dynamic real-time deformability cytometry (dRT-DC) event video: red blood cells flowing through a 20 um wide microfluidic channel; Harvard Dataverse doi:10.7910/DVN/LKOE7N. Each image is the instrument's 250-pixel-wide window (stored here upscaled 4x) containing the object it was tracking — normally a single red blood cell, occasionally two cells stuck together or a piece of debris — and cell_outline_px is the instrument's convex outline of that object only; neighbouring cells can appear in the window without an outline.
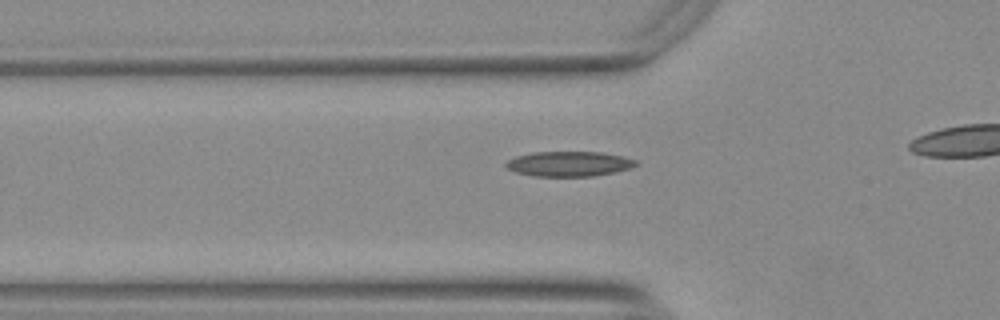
{"species": "Egyptian fruit bat (a non-hibernating species)", "species_latin": "Rousettus aegyptiacus", "temperature_condition": "warm", "stored_images_in_passage": 35, "camera_frame_rate_fps": 3000, "um_per_image_px": 0.085, "animal": {"sex": "female"}, "frame": {"image": 1, "passage_image": 9, "time_ms": 2.667, "image_size_px": [1000, 320], "cell_outline_px": [[640, 164], [616, 172], [592, 176], [532, 176], [516, 172], [508, 168], [504, 164], [508, 160], [516, 156], [532, 152], [600, 152], [624, 156], [636, 160]], "centroid_in_image_um": [48.38, 13.92], "position_along_channel_um": 77.4, "area_um2": 18.96}}
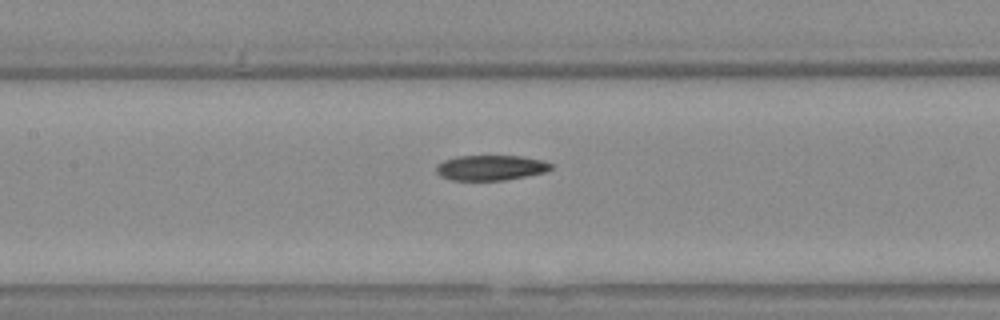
{"frame": {"image": 2, "passage_image": 16, "time_ms": 5.0, "image_size_px": [1000, 320], "cell_outline_px": [[552, 168], [544, 172], [504, 180], [452, 180], [440, 176], [436, 172], [436, 164], [444, 160], [456, 156], [520, 156], [544, 160], [552, 164]], "centroid_in_image_um": [41.68, 14.25], "position_along_channel_um": 165.7, "area_um2": 16.82}}
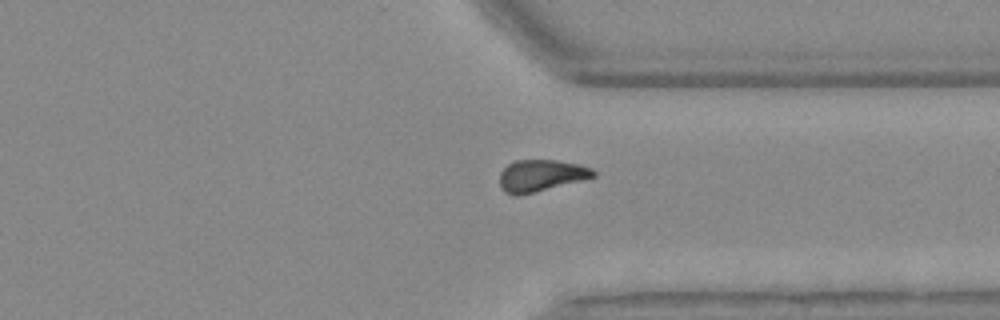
{"frame": {"image": 3, "passage_image": 32, "time_ms": 10.333, "image_size_px": [1000, 320], "cell_outline_px": [[596, 176], [516, 196], [504, 192], [500, 188], [500, 172], [508, 164], [516, 160], [556, 160], [580, 164], [592, 168], [596, 172]], "centroid_in_image_um": [45.96, 14.9], "position_along_channel_um": 365.4, "area_um2": 17.11}}